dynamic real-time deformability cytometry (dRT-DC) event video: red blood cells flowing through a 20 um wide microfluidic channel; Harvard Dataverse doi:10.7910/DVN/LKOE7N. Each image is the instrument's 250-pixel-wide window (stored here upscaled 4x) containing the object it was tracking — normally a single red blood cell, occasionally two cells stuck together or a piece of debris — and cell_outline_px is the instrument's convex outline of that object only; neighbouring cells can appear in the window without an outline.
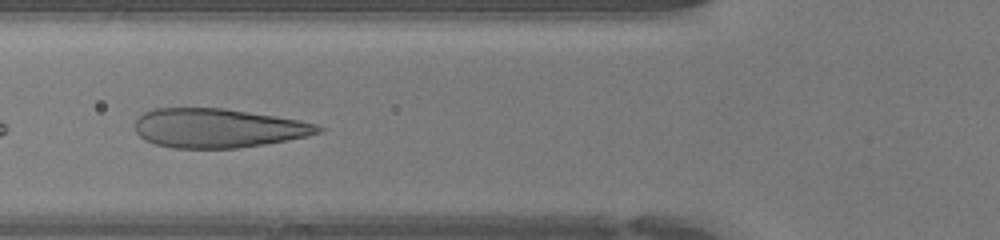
{"species": "human", "species_latin": "Homo sapiens", "temperature_condition": "warm", "stored_images_in_passage": 28, "camera_frame_rate_fps": 3000, "um_per_image_px": 0.085, "donor": {"sex": "female"}, "frame": {"image": 1, "passage_image": 4, "time_ms": 1.0, "image_size_px": [1000, 240], "cell_outline_px": [[324, 128], [320, 132], [308, 136], [288, 140], [264, 144], [236, 148], [172, 148], [156, 144], [144, 140], [136, 132], [136, 120], [144, 112], [152, 108], [224, 108], [300, 120], [316, 124]], "centroid_in_image_um": [18.52, 10.89], "position_along_channel_um": 107.3, "area_um2": 41.73}}
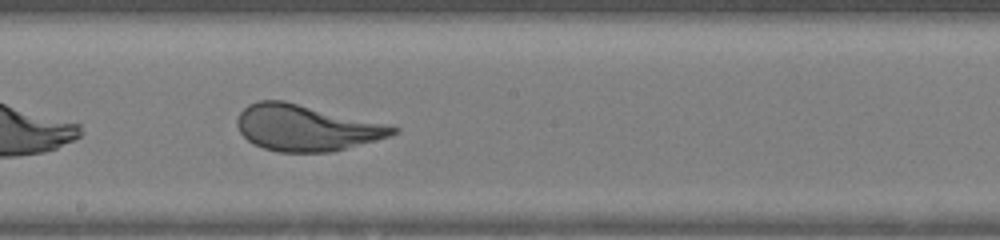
{"frame": {"image": 2, "passage_image": 12, "time_ms": 3.667, "image_size_px": [1000, 240], "cell_outline_px": [[400, 132], [388, 136], [332, 152], [280, 152], [264, 148], [248, 140], [240, 132], [236, 124], [236, 120], [240, 112], [248, 104], [260, 100], [284, 100], [392, 124], [400, 128]], "centroid_in_image_um": [26.06, 10.84], "position_along_channel_um": 222.1, "area_um2": 42.08}}
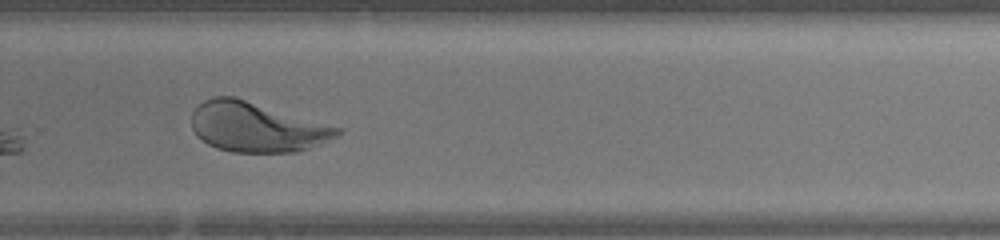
{"frame": {"image": 3, "passage_image": 18, "time_ms": 5.667, "image_size_px": [1000, 240], "cell_outline_px": [[344, 132], [320, 144], [296, 152], [232, 152], [216, 148], [208, 144], [196, 136], [192, 128], [192, 112], [204, 100], [212, 96], [232, 96], [344, 128]], "centroid_in_image_um": [21.82, 10.8], "position_along_channel_um": 308.0, "area_um2": 42.25}, "authors_computed_cell_mechanics": {"area_um2": 42.0495, "velocity_mm_per_s": 4.3034, "shape_relaxation_time_tau1_ms": 3.9415, "shape_relaxation_time_tau2_ms": null, "deformation_change_tau1": 0.1851, "deformation_change_tau2": null}}